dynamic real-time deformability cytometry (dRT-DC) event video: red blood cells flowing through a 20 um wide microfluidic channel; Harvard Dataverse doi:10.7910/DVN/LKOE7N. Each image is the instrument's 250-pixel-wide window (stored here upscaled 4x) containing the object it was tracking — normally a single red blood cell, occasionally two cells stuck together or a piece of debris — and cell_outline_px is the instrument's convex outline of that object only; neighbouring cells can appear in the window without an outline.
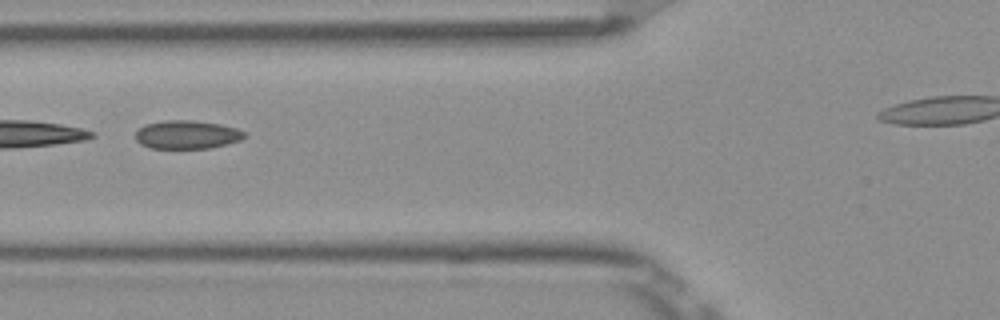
{"species": "Egyptian fruit bat (a non-hibernating species)", "species_latin": "Rousettus aegyptiacus", "temperature_condition": "room temperature", "stored_images_in_passage": 6, "segment_of_instrument_passage": [1, 2], "camera_frame_rate_fps": 3000, "um_per_image_px": 0.085, "frame": {"image": 1, "passage_image": 5, "time_ms": 1.333, "image_size_px": [1000, 320], "cell_outline_px": [[248, 136], [240, 140], [228, 144], [208, 148], [148, 148], [140, 144], [136, 140], [136, 132], [144, 124], [164, 120], [192, 120], [220, 124], [236, 128], [248, 132]], "centroid_in_image_um": [15.92, 11.44], "position_along_channel_um": 109.9, "area_um2": 18.26}}